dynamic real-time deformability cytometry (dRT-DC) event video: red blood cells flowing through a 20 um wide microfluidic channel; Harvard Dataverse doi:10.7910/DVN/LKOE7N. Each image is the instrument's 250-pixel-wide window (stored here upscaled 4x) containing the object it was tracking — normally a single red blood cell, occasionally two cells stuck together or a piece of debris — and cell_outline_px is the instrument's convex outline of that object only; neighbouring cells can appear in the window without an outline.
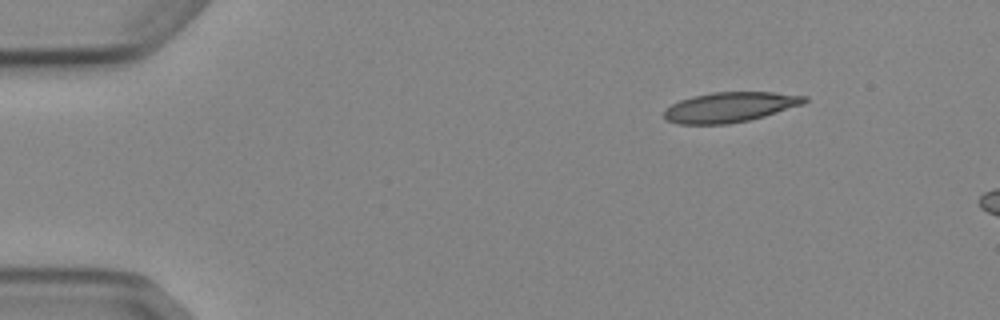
{"species": "Egyptian fruit bat (a non-hibernating species)", "species_latin": "Rousettus aegyptiacus", "temperature_condition": "cold", "stored_images_in_passage": 5, "camera_frame_rate_fps": 3000, "um_per_image_px": 0.085, "animal": {"sex": "female"}, "frame": {"image": 1, "passage_image": 5, "time_ms": 4.667, "image_size_px": [1000, 320], "cell_outline_px": [[808, 100], [804, 104], [764, 116], [748, 120], [728, 124], [680, 124], [668, 120], [664, 116], [664, 112], [672, 104], [680, 100], [692, 96], [712, 92], [772, 92], [808, 96]], "centroid_in_image_um": [62.08, 9.1], "position_along_channel_um": 22.9, "area_um2": 24.45}}